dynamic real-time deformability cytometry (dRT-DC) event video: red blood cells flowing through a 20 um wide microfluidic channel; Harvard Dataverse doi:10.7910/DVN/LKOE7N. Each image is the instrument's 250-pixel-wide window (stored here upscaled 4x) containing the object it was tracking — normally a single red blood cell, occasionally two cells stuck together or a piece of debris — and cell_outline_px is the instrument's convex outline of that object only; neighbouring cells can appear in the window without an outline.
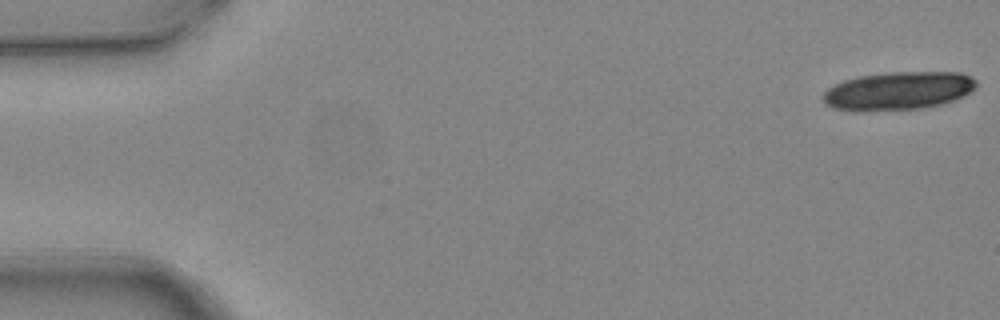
{"species": "common noctule bat (a hibernating species)", "species_latin": "Nyctalus noctula", "temperature_condition": "warm", "stored_images_in_passage": 5, "camera_frame_rate_fps": 3000, "um_per_image_px": 0.085, "animal": {"sex": "female", "body_mass_g": 24.6, "forearm_length_mm": 56.2}, "frame": {"image": 1, "passage_image": 1, "time_ms": 0.0, "image_size_px": [1000, 320], "cell_outline_px": [[976, 88], [952, 100], [940, 104], [920, 108], [832, 108], [824, 104], [824, 92], [828, 88], [844, 80], [856, 76], [888, 72], [960, 72], [972, 76], [976, 80]], "centroid_in_image_um": [76.4, 7.65], "position_along_channel_um": 8.6, "area_um2": 32.95}}
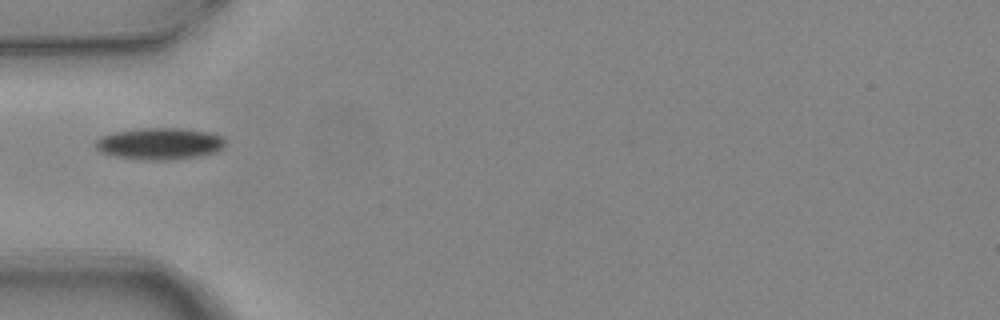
{"frame": {"image": 2, "passage_image": 5, "time_ms": 1.333, "image_size_px": [1000, 320], "cell_outline_px": [[224, 148], [216, 152], [200, 156], [172, 160], [140, 160], [116, 156], [100, 152], [96, 148], [96, 140], [100, 136], [112, 132], [140, 128], [184, 128], [212, 132], [224, 136]], "centroid_in_image_um": [13.6, 12.21], "position_along_channel_um": 71.4, "area_um2": 24.45}}